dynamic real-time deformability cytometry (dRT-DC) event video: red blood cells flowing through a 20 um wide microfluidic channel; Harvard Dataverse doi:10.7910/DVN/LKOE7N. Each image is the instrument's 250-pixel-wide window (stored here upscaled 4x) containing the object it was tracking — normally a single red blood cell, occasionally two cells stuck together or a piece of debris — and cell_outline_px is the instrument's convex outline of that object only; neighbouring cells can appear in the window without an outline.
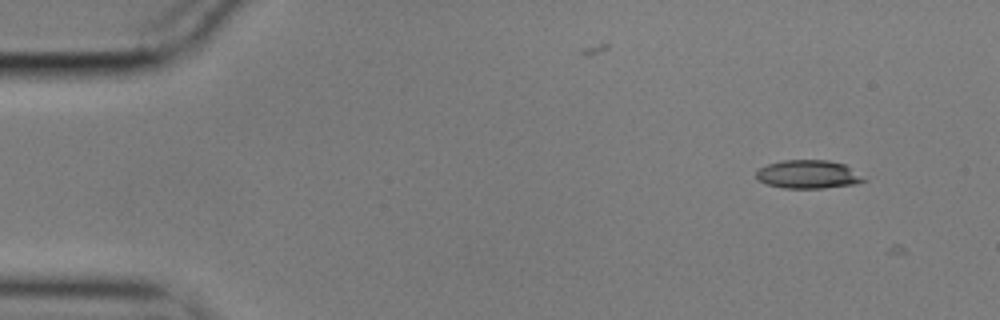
{"species": "common noctule bat (a hibernating species)", "species_latin": "Nyctalus noctula", "temperature_condition": "cold", "stored_images_in_passage": 2, "camera_frame_rate_fps": 3000, "um_per_image_px": 0.085, "animal": {"sex": "male", "body_mass_g": 17.9}, "frame": {"image": 1, "passage_image": 1, "time_ms": 0.0, "image_size_px": [1000, 320], "cell_outline_px": [[868, 180], [856, 184], [824, 188], [784, 188], [768, 184], [760, 180], [756, 176], [756, 172], [760, 168], [768, 164], [784, 160], [828, 160], [844, 164]], "centroid_in_image_um": [68.72, 14.82], "position_along_channel_um": 16.3, "area_um2": 17.63}}